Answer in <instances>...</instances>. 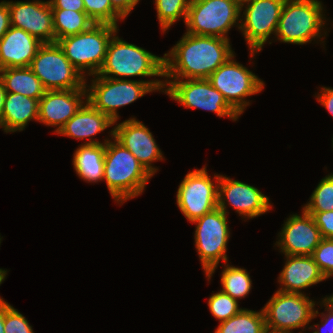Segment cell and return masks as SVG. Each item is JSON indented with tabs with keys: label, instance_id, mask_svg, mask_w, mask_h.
Here are the masks:
<instances>
[{
	"label": "cell",
	"instance_id": "obj_1",
	"mask_svg": "<svg viewBox=\"0 0 333 333\" xmlns=\"http://www.w3.org/2000/svg\"><path fill=\"white\" fill-rule=\"evenodd\" d=\"M235 55L230 40L184 33L164 54V77L168 79H208Z\"/></svg>",
	"mask_w": 333,
	"mask_h": 333
},
{
	"label": "cell",
	"instance_id": "obj_2",
	"mask_svg": "<svg viewBox=\"0 0 333 333\" xmlns=\"http://www.w3.org/2000/svg\"><path fill=\"white\" fill-rule=\"evenodd\" d=\"M110 135L111 139L105 144L103 180L111 197L121 206L141 195L153 175L114 138V128Z\"/></svg>",
	"mask_w": 333,
	"mask_h": 333
},
{
	"label": "cell",
	"instance_id": "obj_3",
	"mask_svg": "<svg viewBox=\"0 0 333 333\" xmlns=\"http://www.w3.org/2000/svg\"><path fill=\"white\" fill-rule=\"evenodd\" d=\"M91 85L85 86L87 101L97 110L108 115L114 122L119 120L118 108L134 103L137 99L150 92H163L165 81L158 80H132L111 79L93 75Z\"/></svg>",
	"mask_w": 333,
	"mask_h": 333
},
{
	"label": "cell",
	"instance_id": "obj_4",
	"mask_svg": "<svg viewBox=\"0 0 333 333\" xmlns=\"http://www.w3.org/2000/svg\"><path fill=\"white\" fill-rule=\"evenodd\" d=\"M113 34L102 67L97 75L111 79L123 77H163L164 57H159Z\"/></svg>",
	"mask_w": 333,
	"mask_h": 333
},
{
	"label": "cell",
	"instance_id": "obj_5",
	"mask_svg": "<svg viewBox=\"0 0 333 333\" xmlns=\"http://www.w3.org/2000/svg\"><path fill=\"white\" fill-rule=\"evenodd\" d=\"M323 8L319 0H285L274 38L297 45L311 43L318 38H321L318 39L320 44L325 43L327 31L323 27L327 20Z\"/></svg>",
	"mask_w": 333,
	"mask_h": 333
},
{
	"label": "cell",
	"instance_id": "obj_6",
	"mask_svg": "<svg viewBox=\"0 0 333 333\" xmlns=\"http://www.w3.org/2000/svg\"><path fill=\"white\" fill-rule=\"evenodd\" d=\"M119 27L95 23L88 30L60 39L57 43L66 58L87 79L97 75L103 65L107 48L113 34Z\"/></svg>",
	"mask_w": 333,
	"mask_h": 333
},
{
	"label": "cell",
	"instance_id": "obj_7",
	"mask_svg": "<svg viewBox=\"0 0 333 333\" xmlns=\"http://www.w3.org/2000/svg\"><path fill=\"white\" fill-rule=\"evenodd\" d=\"M241 4L236 0H191L186 33L229 39L232 27H240Z\"/></svg>",
	"mask_w": 333,
	"mask_h": 333
},
{
	"label": "cell",
	"instance_id": "obj_8",
	"mask_svg": "<svg viewBox=\"0 0 333 333\" xmlns=\"http://www.w3.org/2000/svg\"><path fill=\"white\" fill-rule=\"evenodd\" d=\"M227 222V214L218 207L191 222L196 224L194 245L208 281L221 260L228 262L226 252L230 228Z\"/></svg>",
	"mask_w": 333,
	"mask_h": 333
},
{
	"label": "cell",
	"instance_id": "obj_9",
	"mask_svg": "<svg viewBox=\"0 0 333 333\" xmlns=\"http://www.w3.org/2000/svg\"><path fill=\"white\" fill-rule=\"evenodd\" d=\"M316 301L305 293H286L276 291L262 307L266 330L269 333H294L302 328L309 330L316 306ZM304 328V329H303Z\"/></svg>",
	"mask_w": 333,
	"mask_h": 333
},
{
	"label": "cell",
	"instance_id": "obj_10",
	"mask_svg": "<svg viewBox=\"0 0 333 333\" xmlns=\"http://www.w3.org/2000/svg\"><path fill=\"white\" fill-rule=\"evenodd\" d=\"M164 81V93L183 107L211 111L216 113L218 117H229L233 121L239 119L240 115L208 79H169Z\"/></svg>",
	"mask_w": 333,
	"mask_h": 333
},
{
	"label": "cell",
	"instance_id": "obj_11",
	"mask_svg": "<svg viewBox=\"0 0 333 333\" xmlns=\"http://www.w3.org/2000/svg\"><path fill=\"white\" fill-rule=\"evenodd\" d=\"M29 68L46 90H73L85 86V78L66 58L58 43H44Z\"/></svg>",
	"mask_w": 333,
	"mask_h": 333
},
{
	"label": "cell",
	"instance_id": "obj_12",
	"mask_svg": "<svg viewBox=\"0 0 333 333\" xmlns=\"http://www.w3.org/2000/svg\"><path fill=\"white\" fill-rule=\"evenodd\" d=\"M234 58L235 55L222 64L208 80L224 96L228 104L241 115L250 105V101L246 98L261 92L265 83Z\"/></svg>",
	"mask_w": 333,
	"mask_h": 333
},
{
	"label": "cell",
	"instance_id": "obj_13",
	"mask_svg": "<svg viewBox=\"0 0 333 333\" xmlns=\"http://www.w3.org/2000/svg\"><path fill=\"white\" fill-rule=\"evenodd\" d=\"M207 166L188 172L179 184L176 204L189 222L202 217L218 207L220 174L208 175ZM214 181H213V179Z\"/></svg>",
	"mask_w": 333,
	"mask_h": 333
},
{
	"label": "cell",
	"instance_id": "obj_14",
	"mask_svg": "<svg viewBox=\"0 0 333 333\" xmlns=\"http://www.w3.org/2000/svg\"><path fill=\"white\" fill-rule=\"evenodd\" d=\"M285 0H248L241 4L240 27L250 56L261 52L264 44L276 33ZM246 5V6H245Z\"/></svg>",
	"mask_w": 333,
	"mask_h": 333
},
{
	"label": "cell",
	"instance_id": "obj_15",
	"mask_svg": "<svg viewBox=\"0 0 333 333\" xmlns=\"http://www.w3.org/2000/svg\"><path fill=\"white\" fill-rule=\"evenodd\" d=\"M228 202V203H227ZM227 204L242 216L253 219L272 210L269 198L258 188L220 175L218 183V208L227 215Z\"/></svg>",
	"mask_w": 333,
	"mask_h": 333
},
{
	"label": "cell",
	"instance_id": "obj_16",
	"mask_svg": "<svg viewBox=\"0 0 333 333\" xmlns=\"http://www.w3.org/2000/svg\"><path fill=\"white\" fill-rule=\"evenodd\" d=\"M10 25L23 29L42 43H55L53 14L49 1H7Z\"/></svg>",
	"mask_w": 333,
	"mask_h": 333
},
{
	"label": "cell",
	"instance_id": "obj_17",
	"mask_svg": "<svg viewBox=\"0 0 333 333\" xmlns=\"http://www.w3.org/2000/svg\"><path fill=\"white\" fill-rule=\"evenodd\" d=\"M115 123L114 138L127 148L151 175H155L158 168L152 164L158 160L163 161L164 157L149 128L135 117Z\"/></svg>",
	"mask_w": 333,
	"mask_h": 333
},
{
	"label": "cell",
	"instance_id": "obj_18",
	"mask_svg": "<svg viewBox=\"0 0 333 333\" xmlns=\"http://www.w3.org/2000/svg\"><path fill=\"white\" fill-rule=\"evenodd\" d=\"M279 247L284 255H312L322 237L313 217L302 208V214H292L278 233Z\"/></svg>",
	"mask_w": 333,
	"mask_h": 333
},
{
	"label": "cell",
	"instance_id": "obj_19",
	"mask_svg": "<svg viewBox=\"0 0 333 333\" xmlns=\"http://www.w3.org/2000/svg\"><path fill=\"white\" fill-rule=\"evenodd\" d=\"M86 101V86L73 90H46L39 100L38 122L57 127L54 133H58Z\"/></svg>",
	"mask_w": 333,
	"mask_h": 333
},
{
	"label": "cell",
	"instance_id": "obj_20",
	"mask_svg": "<svg viewBox=\"0 0 333 333\" xmlns=\"http://www.w3.org/2000/svg\"><path fill=\"white\" fill-rule=\"evenodd\" d=\"M285 265L278 277V291L286 293H303L319 282L326 281L311 255H284Z\"/></svg>",
	"mask_w": 333,
	"mask_h": 333
},
{
	"label": "cell",
	"instance_id": "obj_21",
	"mask_svg": "<svg viewBox=\"0 0 333 333\" xmlns=\"http://www.w3.org/2000/svg\"><path fill=\"white\" fill-rule=\"evenodd\" d=\"M43 44L23 29L10 26L0 39V69L29 67Z\"/></svg>",
	"mask_w": 333,
	"mask_h": 333
},
{
	"label": "cell",
	"instance_id": "obj_22",
	"mask_svg": "<svg viewBox=\"0 0 333 333\" xmlns=\"http://www.w3.org/2000/svg\"><path fill=\"white\" fill-rule=\"evenodd\" d=\"M113 125L115 122L108 115L103 114L86 101L57 134L78 140L88 138V141L84 142L83 145L106 144L109 138L104 139L102 143L92 138Z\"/></svg>",
	"mask_w": 333,
	"mask_h": 333
},
{
	"label": "cell",
	"instance_id": "obj_23",
	"mask_svg": "<svg viewBox=\"0 0 333 333\" xmlns=\"http://www.w3.org/2000/svg\"><path fill=\"white\" fill-rule=\"evenodd\" d=\"M39 100L19 93L7 92L5 96L0 128L6 133L25 130L28 122H38Z\"/></svg>",
	"mask_w": 333,
	"mask_h": 333
},
{
	"label": "cell",
	"instance_id": "obj_24",
	"mask_svg": "<svg viewBox=\"0 0 333 333\" xmlns=\"http://www.w3.org/2000/svg\"><path fill=\"white\" fill-rule=\"evenodd\" d=\"M72 165L80 179L87 183L103 181L105 144L79 145Z\"/></svg>",
	"mask_w": 333,
	"mask_h": 333
},
{
	"label": "cell",
	"instance_id": "obj_25",
	"mask_svg": "<svg viewBox=\"0 0 333 333\" xmlns=\"http://www.w3.org/2000/svg\"><path fill=\"white\" fill-rule=\"evenodd\" d=\"M0 78L6 92L19 93L38 100L46 92L40 79L29 67L0 69Z\"/></svg>",
	"mask_w": 333,
	"mask_h": 333
},
{
	"label": "cell",
	"instance_id": "obj_26",
	"mask_svg": "<svg viewBox=\"0 0 333 333\" xmlns=\"http://www.w3.org/2000/svg\"><path fill=\"white\" fill-rule=\"evenodd\" d=\"M51 10L53 14L55 43L65 37L82 33L95 24L85 11L66 9Z\"/></svg>",
	"mask_w": 333,
	"mask_h": 333
},
{
	"label": "cell",
	"instance_id": "obj_27",
	"mask_svg": "<svg viewBox=\"0 0 333 333\" xmlns=\"http://www.w3.org/2000/svg\"><path fill=\"white\" fill-rule=\"evenodd\" d=\"M214 333H267L263 310L243 308L235 316L221 322Z\"/></svg>",
	"mask_w": 333,
	"mask_h": 333
},
{
	"label": "cell",
	"instance_id": "obj_28",
	"mask_svg": "<svg viewBox=\"0 0 333 333\" xmlns=\"http://www.w3.org/2000/svg\"><path fill=\"white\" fill-rule=\"evenodd\" d=\"M220 281L221 291L236 300L248 296L252 289V280L247 270L228 263H224Z\"/></svg>",
	"mask_w": 333,
	"mask_h": 333
},
{
	"label": "cell",
	"instance_id": "obj_29",
	"mask_svg": "<svg viewBox=\"0 0 333 333\" xmlns=\"http://www.w3.org/2000/svg\"><path fill=\"white\" fill-rule=\"evenodd\" d=\"M160 28L165 33L177 20L186 22L191 0H154Z\"/></svg>",
	"mask_w": 333,
	"mask_h": 333
},
{
	"label": "cell",
	"instance_id": "obj_30",
	"mask_svg": "<svg viewBox=\"0 0 333 333\" xmlns=\"http://www.w3.org/2000/svg\"><path fill=\"white\" fill-rule=\"evenodd\" d=\"M302 208L306 212L333 211V173L321 179L311 194L309 202Z\"/></svg>",
	"mask_w": 333,
	"mask_h": 333
},
{
	"label": "cell",
	"instance_id": "obj_31",
	"mask_svg": "<svg viewBox=\"0 0 333 333\" xmlns=\"http://www.w3.org/2000/svg\"><path fill=\"white\" fill-rule=\"evenodd\" d=\"M86 14L95 23L111 24L118 27L124 18L111 6L110 0H83Z\"/></svg>",
	"mask_w": 333,
	"mask_h": 333
},
{
	"label": "cell",
	"instance_id": "obj_32",
	"mask_svg": "<svg viewBox=\"0 0 333 333\" xmlns=\"http://www.w3.org/2000/svg\"><path fill=\"white\" fill-rule=\"evenodd\" d=\"M211 314L221 323L235 316L243 308H239L238 300L222 291L213 293L208 299Z\"/></svg>",
	"mask_w": 333,
	"mask_h": 333
},
{
	"label": "cell",
	"instance_id": "obj_33",
	"mask_svg": "<svg viewBox=\"0 0 333 333\" xmlns=\"http://www.w3.org/2000/svg\"><path fill=\"white\" fill-rule=\"evenodd\" d=\"M311 256L322 275L329 279L333 274V239L322 238Z\"/></svg>",
	"mask_w": 333,
	"mask_h": 333
},
{
	"label": "cell",
	"instance_id": "obj_34",
	"mask_svg": "<svg viewBox=\"0 0 333 333\" xmlns=\"http://www.w3.org/2000/svg\"><path fill=\"white\" fill-rule=\"evenodd\" d=\"M4 329L5 333H34L24 315L6 301Z\"/></svg>",
	"mask_w": 333,
	"mask_h": 333
},
{
	"label": "cell",
	"instance_id": "obj_35",
	"mask_svg": "<svg viewBox=\"0 0 333 333\" xmlns=\"http://www.w3.org/2000/svg\"><path fill=\"white\" fill-rule=\"evenodd\" d=\"M320 306L325 307V313H319L318 309L314 310L313 318H316L321 314L320 324L309 325V330L312 329V333H333V302L325 298H322V301H319ZM317 328V329H316Z\"/></svg>",
	"mask_w": 333,
	"mask_h": 333
},
{
	"label": "cell",
	"instance_id": "obj_36",
	"mask_svg": "<svg viewBox=\"0 0 333 333\" xmlns=\"http://www.w3.org/2000/svg\"><path fill=\"white\" fill-rule=\"evenodd\" d=\"M320 230L322 238L333 239V211L326 212H307Z\"/></svg>",
	"mask_w": 333,
	"mask_h": 333
},
{
	"label": "cell",
	"instance_id": "obj_37",
	"mask_svg": "<svg viewBox=\"0 0 333 333\" xmlns=\"http://www.w3.org/2000/svg\"><path fill=\"white\" fill-rule=\"evenodd\" d=\"M51 9L85 11L83 0H48Z\"/></svg>",
	"mask_w": 333,
	"mask_h": 333
},
{
	"label": "cell",
	"instance_id": "obj_38",
	"mask_svg": "<svg viewBox=\"0 0 333 333\" xmlns=\"http://www.w3.org/2000/svg\"><path fill=\"white\" fill-rule=\"evenodd\" d=\"M315 97L328 113L333 116V88L323 86L317 96L315 94Z\"/></svg>",
	"mask_w": 333,
	"mask_h": 333
},
{
	"label": "cell",
	"instance_id": "obj_39",
	"mask_svg": "<svg viewBox=\"0 0 333 333\" xmlns=\"http://www.w3.org/2000/svg\"><path fill=\"white\" fill-rule=\"evenodd\" d=\"M140 0H110L111 6L125 19Z\"/></svg>",
	"mask_w": 333,
	"mask_h": 333
},
{
	"label": "cell",
	"instance_id": "obj_40",
	"mask_svg": "<svg viewBox=\"0 0 333 333\" xmlns=\"http://www.w3.org/2000/svg\"><path fill=\"white\" fill-rule=\"evenodd\" d=\"M10 12L7 1L0 2V39L10 28Z\"/></svg>",
	"mask_w": 333,
	"mask_h": 333
},
{
	"label": "cell",
	"instance_id": "obj_41",
	"mask_svg": "<svg viewBox=\"0 0 333 333\" xmlns=\"http://www.w3.org/2000/svg\"><path fill=\"white\" fill-rule=\"evenodd\" d=\"M6 93L7 92L4 88V84L2 82V79L0 78V118H1V115H2V111H3V106H4Z\"/></svg>",
	"mask_w": 333,
	"mask_h": 333
},
{
	"label": "cell",
	"instance_id": "obj_42",
	"mask_svg": "<svg viewBox=\"0 0 333 333\" xmlns=\"http://www.w3.org/2000/svg\"><path fill=\"white\" fill-rule=\"evenodd\" d=\"M5 302L0 303V333H5Z\"/></svg>",
	"mask_w": 333,
	"mask_h": 333
},
{
	"label": "cell",
	"instance_id": "obj_43",
	"mask_svg": "<svg viewBox=\"0 0 333 333\" xmlns=\"http://www.w3.org/2000/svg\"><path fill=\"white\" fill-rule=\"evenodd\" d=\"M7 270L0 268V285L3 283V281L6 279ZM5 302L3 298L0 297V303Z\"/></svg>",
	"mask_w": 333,
	"mask_h": 333
},
{
	"label": "cell",
	"instance_id": "obj_44",
	"mask_svg": "<svg viewBox=\"0 0 333 333\" xmlns=\"http://www.w3.org/2000/svg\"><path fill=\"white\" fill-rule=\"evenodd\" d=\"M325 299L329 300V301H332L333 302V294L330 295V296H326L324 297Z\"/></svg>",
	"mask_w": 333,
	"mask_h": 333
},
{
	"label": "cell",
	"instance_id": "obj_45",
	"mask_svg": "<svg viewBox=\"0 0 333 333\" xmlns=\"http://www.w3.org/2000/svg\"><path fill=\"white\" fill-rule=\"evenodd\" d=\"M236 1L239 2L240 4H242V3H244V2H246L248 0H236Z\"/></svg>",
	"mask_w": 333,
	"mask_h": 333
}]
</instances>
